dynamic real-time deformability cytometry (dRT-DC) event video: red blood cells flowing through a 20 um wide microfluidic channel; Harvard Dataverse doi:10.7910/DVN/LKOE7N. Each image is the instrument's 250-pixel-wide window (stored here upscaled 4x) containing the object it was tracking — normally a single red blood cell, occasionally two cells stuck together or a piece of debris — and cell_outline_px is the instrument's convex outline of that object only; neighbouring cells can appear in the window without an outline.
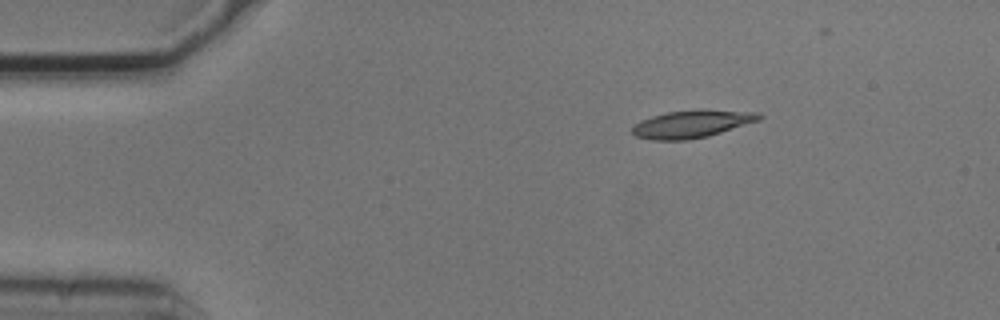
{"species": "common noctule bat (a hibernating species)", "species_latin": "Nyctalus noctula", "temperature_condition": "cold", "stored_images_in_passage": 4, "camera_frame_rate_fps": 3000, "um_per_image_px": 0.085, "animal": {"sex": "male", "body_mass_g": 20.5, "forearm_length_mm": 52.5}, "frame": {"image": 1, "passage_image": 2, "time_ms": 0.333, "image_size_px": [1000, 320], "cell_outline_px": [[764, 116], [760, 120], [708, 136], [688, 140], [652, 140], [636, 136], [632, 132], [632, 128], [640, 120], [652, 116], [668, 112], [696, 108], [700, 108], [760, 112]], "centroid_in_image_um": [58.86, 10.51], "position_along_channel_um": 26.1, "area_um2": 20.75}}